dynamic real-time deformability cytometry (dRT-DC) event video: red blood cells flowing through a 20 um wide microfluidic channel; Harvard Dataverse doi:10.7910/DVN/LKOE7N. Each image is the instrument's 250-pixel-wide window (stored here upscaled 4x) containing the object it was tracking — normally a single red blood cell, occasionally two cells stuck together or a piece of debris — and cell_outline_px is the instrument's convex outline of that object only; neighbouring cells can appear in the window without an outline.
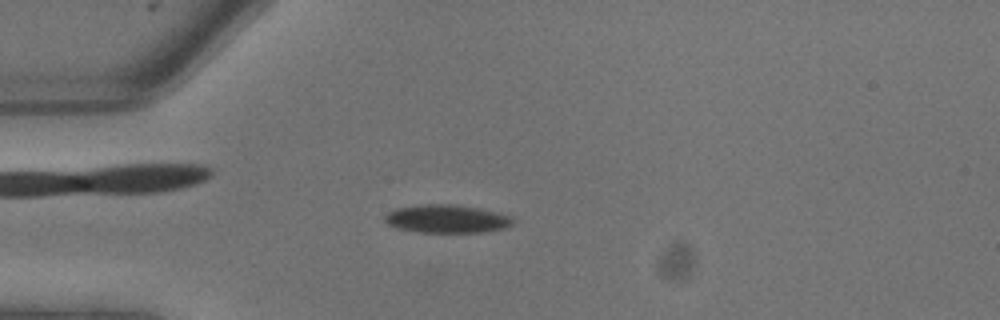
{"species": "common noctule bat (a hibernating species)", "species_latin": "Nyctalus noctula", "temperature_condition": "warm", "stored_images_in_passage": 10, "camera_frame_rate_fps": 3000, "um_per_image_px": 0.085, "animal": {"sex": "male", "body_mass_g": 13.3}, "frame": {"image": 1, "passage_image": 5, "time_ms": 1.333, "image_size_px": [1000, 320], "cell_outline_px": [[516, 224], [504, 228], [484, 232], [416, 232], [396, 228], [388, 224], [384, 220], [384, 216], [388, 212], [396, 208], [420, 204], [452, 204], [480, 208], [512, 216], [516, 220]], "centroid_in_image_um": [38.0, 18.6], "position_along_channel_um": 47.0, "area_um2": 21.33}}
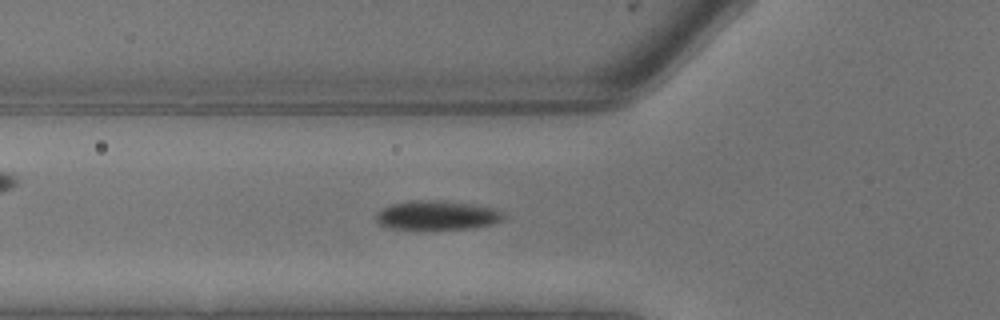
{"frame": {"image": 2, "passage_image": 7, "time_ms": 2.0, "image_size_px": [1000, 320], "cell_outline_px": [[508, 216], [504, 220], [492, 224], [472, 228], [388, 228], [376, 224], [376, 212], [380, 208], [388, 204], [420, 200], [436, 200], [472, 204], [492, 208], [504, 212]], "centroid_in_image_um": [37.14, 18.29], "position_along_channel_um": 88.7, "area_um2": 21.68}}